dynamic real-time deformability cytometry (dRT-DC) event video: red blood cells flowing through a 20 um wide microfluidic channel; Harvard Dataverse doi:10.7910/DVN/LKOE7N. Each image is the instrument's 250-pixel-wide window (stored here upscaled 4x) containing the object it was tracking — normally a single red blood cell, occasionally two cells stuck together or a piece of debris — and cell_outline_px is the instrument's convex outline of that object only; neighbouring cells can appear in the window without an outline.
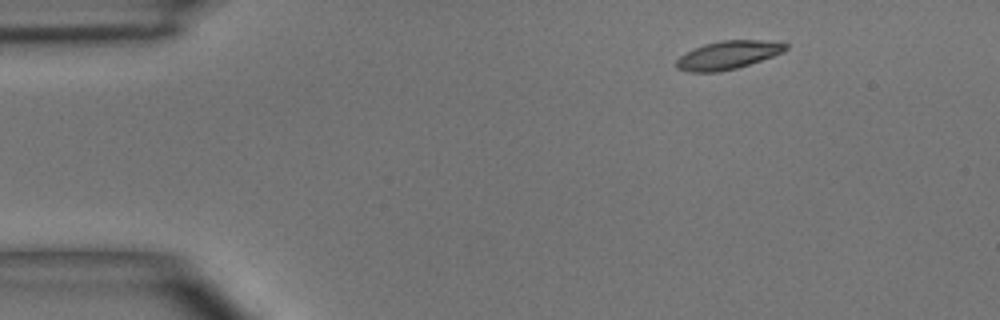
{"species": "common noctule bat (a hibernating species)", "species_latin": "Nyctalus noctula", "temperature_condition": "room temperature", "stored_images_in_passage": 3, "camera_frame_rate_fps": 3000, "um_per_image_px": 0.085, "animal": {"sex": "male", "body_mass_g": 15.6}, "frame": {"image": 1, "passage_image": 1, "time_ms": 0.0, "image_size_px": [1000, 320], "cell_outline_px": [[788, 48], [772, 56], [736, 68], [720, 72], [688, 72], [676, 68], [676, 60], [680, 56], [692, 48], [704, 44], [720, 40], [760, 40], [788, 44]], "centroid_in_image_um": [61.8, 4.68], "position_along_channel_um": 23.2, "area_um2": 17.86}}